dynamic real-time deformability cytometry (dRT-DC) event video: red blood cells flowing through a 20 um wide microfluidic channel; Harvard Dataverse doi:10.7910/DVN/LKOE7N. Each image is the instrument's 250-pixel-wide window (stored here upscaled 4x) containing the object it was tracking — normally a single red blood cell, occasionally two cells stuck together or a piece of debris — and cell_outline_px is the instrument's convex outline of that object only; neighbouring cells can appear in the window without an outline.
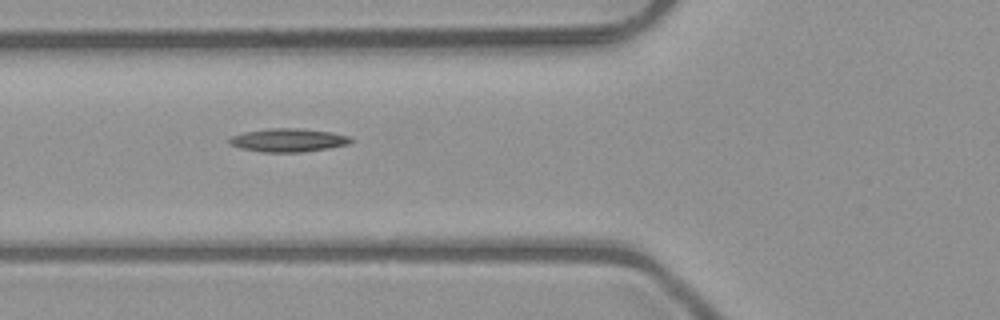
{"species": "common noctule bat (a hibernating species)", "species_latin": "Nyctalus noctula", "temperature_condition": "room temperature", "stored_images_in_passage": 7, "camera_frame_rate_fps": 3000, "um_per_image_px": 0.085, "animal": {"sex": "male", "body_mass_g": 23.1, "forearm_length_mm": 52.7}, "frame": {"image": 1, "passage_image": 6, "time_ms": 1.667, "image_size_px": [1000, 320], "cell_outline_px": [[352, 140], [348, 144], [328, 148], [300, 152], [260, 152], [240, 148], [228, 144], [228, 140], [232, 136], [244, 132], [268, 128], [296, 128], [328, 132], [348, 136]], "centroid_in_image_um": [24.42, 11.92], "position_along_channel_um": 101.4, "area_um2": 16.36}}
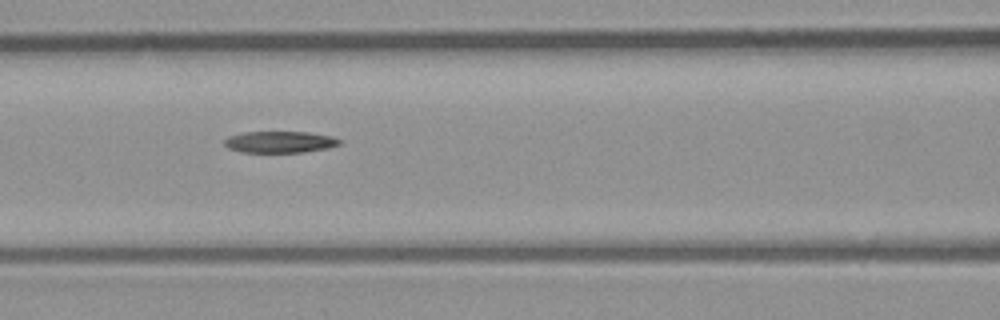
{"frame": {"image": 2, "passage_image": 7, "time_ms": 2.0, "image_size_px": [1000, 320], "cell_outline_px": [[344, 144], [328, 148], [304, 152], [240, 152], [228, 148], [224, 144], [224, 140], [228, 136], [244, 132], [308, 132], [332, 136], [344, 140]], "centroid_in_image_um": [23.85, 12.07], "position_along_channel_um": 142.8, "area_um2": 14.68}}